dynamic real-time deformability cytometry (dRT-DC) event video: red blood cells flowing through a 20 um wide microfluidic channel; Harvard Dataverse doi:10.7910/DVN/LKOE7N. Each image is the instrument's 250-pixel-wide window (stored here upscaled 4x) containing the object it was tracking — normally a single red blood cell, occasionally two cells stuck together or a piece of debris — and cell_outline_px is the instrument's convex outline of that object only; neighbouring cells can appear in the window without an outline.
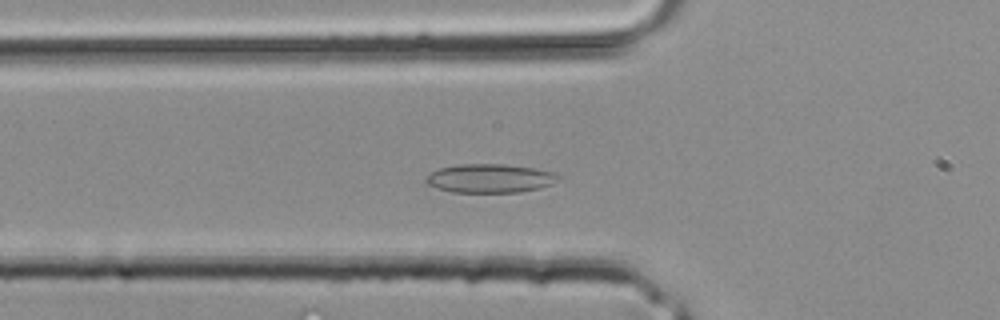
{"species": "common noctule bat (a hibernating species)", "species_latin": "Nyctalus noctula", "temperature_condition": "room temperature", "stored_images_in_passage": 2, "camera_frame_rate_fps": 3000, "um_per_image_px": 0.085, "animal": {"sex": "male", "body_mass_g": 20.4}, "frame": {"image": 1, "passage_image": 2, "time_ms": 0.333, "image_size_px": [1000, 320], "cell_outline_px": [[560, 176], [552, 184], [540, 188], [520, 192], [452, 192], [428, 184], [424, 180], [424, 176], [440, 168], [460, 164], [504, 164], [532, 168], [552, 172]], "centroid_in_image_um": [41.62, 15.16], "position_along_channel_um": 84.2, "area_um2": 21.96}}